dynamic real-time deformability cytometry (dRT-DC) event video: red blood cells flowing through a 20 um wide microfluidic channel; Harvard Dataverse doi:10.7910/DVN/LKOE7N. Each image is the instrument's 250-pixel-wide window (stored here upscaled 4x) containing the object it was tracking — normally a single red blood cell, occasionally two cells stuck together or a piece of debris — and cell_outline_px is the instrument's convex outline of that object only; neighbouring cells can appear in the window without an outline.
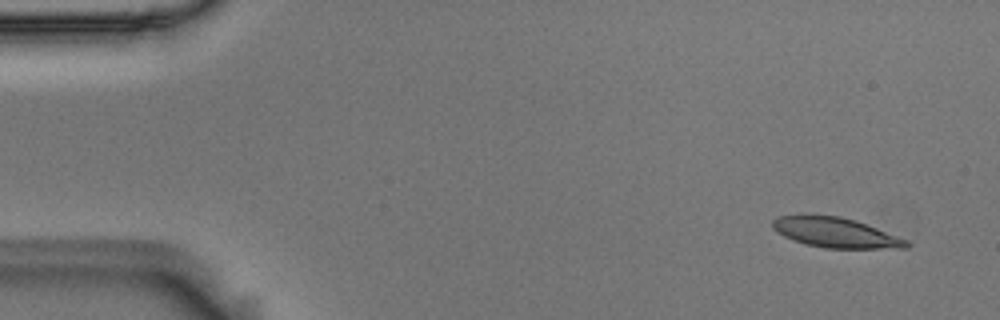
{"species": "Egyptian fruit bat (a non-hibernating species)", "species_latin": "Rousettus aegyptiacus", "temperature_condition": "room temperature", "stored_images_in_passage": 8, "camera_frame_rate_fps": 3000, "um_per_image_px": 0.085, "animal": {"sex": "male"}, "frame": {"image": 1, "passage_image": 2, "time_ms": 0.333, "image_size_px": [1000, 320], "cell_outline_px": [[912, 244], [908, 248], [824, 248], [792, 240], [776, 232], [772, 228], [772, 220], [776, 216], [840, 216], [856, 220], [908, 240]], "centroid_in_image_um": [71.05, 19.78], "position_along_channel_um": 14.0, "area_um2": 23.18}}
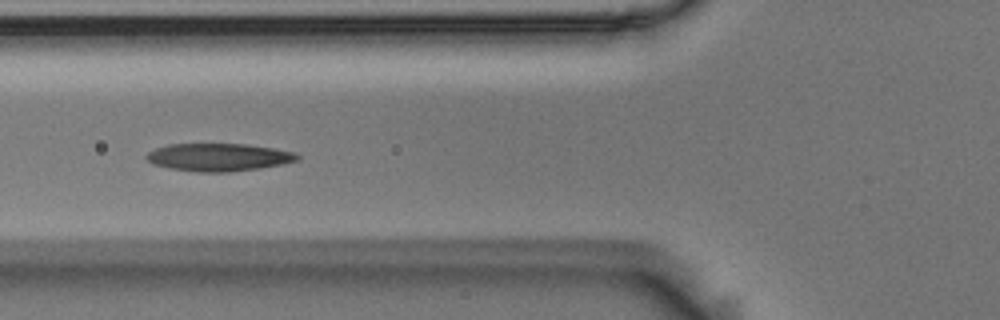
{"frame": {"image": 2, "passage_image": 7, "time_ms": 2.0, "image_size_px": [1000, 320], "cell_outline_px": [[300, 160], [260, 168], [228, 172], [196, 172], [168, 168], [152, 164], [144, 156], [148, 152], [156, 148], [168, 144], [244, 144], [272, 148], [292, 152], [300, 156]], "centroid_in_image_um": [18.53, 13.37], "position_along_channel_um": 107.3, "area_um2": 24.33}}
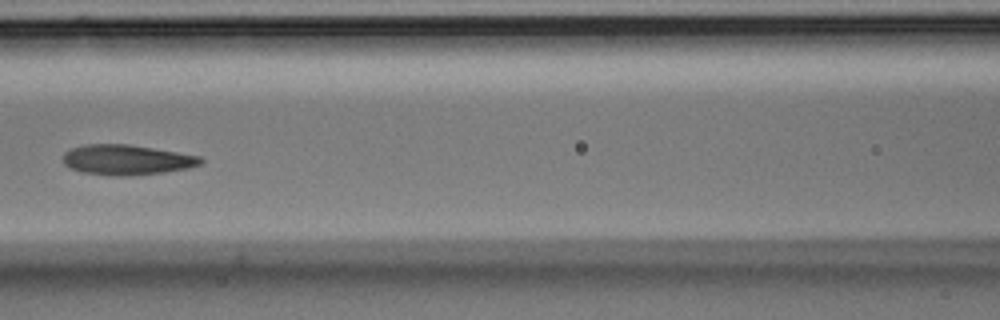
{"frame": {"image": 3, "passage_image": 8, "time_ms": 2.333, "image_size_px": [1000, 320], "cell_outline_px": [[204, 160], [200, 164], [188, 168], [164, 172], [124, 176], [112, 176], [80, 172], [64, 164], [64, 152], [72, 148], [84, 144], [128, 144], [200, 156]], "centroid_in_image_um": [10.75, 13.58], "position_along_channel_um": 155.9, "area_um2": 24.04}}